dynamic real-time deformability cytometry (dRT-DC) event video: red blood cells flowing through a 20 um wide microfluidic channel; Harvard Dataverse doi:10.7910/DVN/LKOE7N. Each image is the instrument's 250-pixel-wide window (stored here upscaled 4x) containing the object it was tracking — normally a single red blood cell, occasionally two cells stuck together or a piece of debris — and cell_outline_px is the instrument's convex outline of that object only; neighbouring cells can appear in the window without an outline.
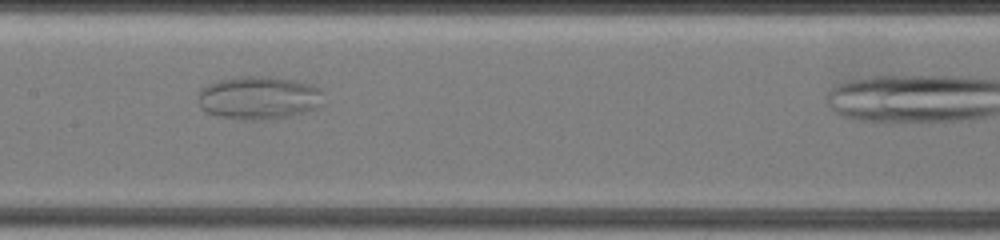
{"species": "common noctule bat (a hibernating species)", "species_latin": "Nyctalus noctula", "temperature_condition": "warm", "stored_images_in_passage": 13, "camera_frame_rate_fps": 3000, "um_per_image_px": 0.085, "animal": {"sex": "female", "body_mass_g": 19.5, "forearm_length_mm": 54.1}, "frame": {"image": 1, "passage_image": 10, "time_ms": 4.0, "image_size_px": [1000, 240], "cell_outline_px": [[324, 104], [316, 108], [304, 112], [288, 116], [264, 120], [236, 120], [220, 116], [208, 112], [200, 108], [200, 88], [216, 80], [240, 76], [268, 76], [296, 80], [312, 84], [320, 92]], "centroid_in_image_um": [21.99, 8.31], "position_along_channel_um": 185.4, "area_um2": 31.67}}